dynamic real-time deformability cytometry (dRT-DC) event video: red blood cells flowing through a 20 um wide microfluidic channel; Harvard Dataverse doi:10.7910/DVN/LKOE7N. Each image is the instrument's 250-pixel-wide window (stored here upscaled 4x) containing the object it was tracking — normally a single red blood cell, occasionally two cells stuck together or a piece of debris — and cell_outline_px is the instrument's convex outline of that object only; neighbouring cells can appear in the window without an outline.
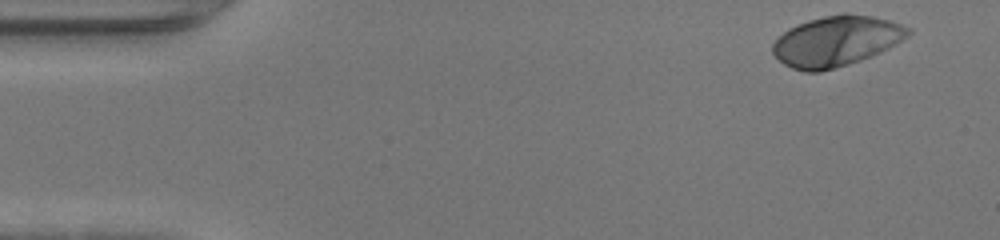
{"species": "human", "species_latin": "Homo sapiens", "temperature_condition": "warm", "stored_images_in_passage": 45, "camera_frame_rate_fps": 3000, "um_per_image_px": 0.085, "donor": {"sex": "female"}, "frame": {"image": 1, "passage_image": 1, "time_ms": 0.0, "image_size_px": [1000, 240], "cell_outline_px": [[912, 32], [908, 36], [888, 48], [880, 52], [860, 60], [848, 64], [820, 72], [804, 72], [792, 68], [784, 64], [772, 52], [772, 44], [788, 28], [808, 20], [824, 16], [844, 12], [848, 12], [872, 16], [888, 20], [912, 28]], "centroid_in_image_um": [71.08, 3.48], "position_along_channel_um": 13.9, "area_um2": 39.65}}
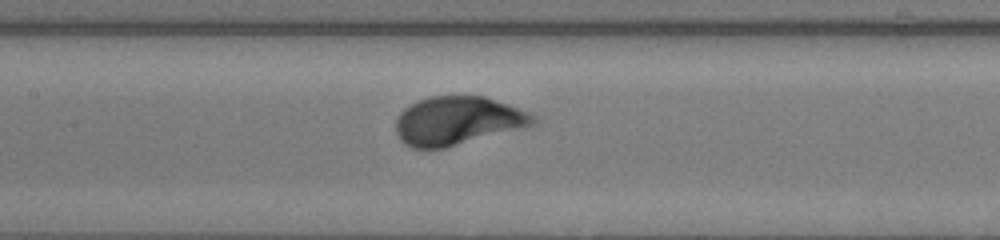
{"frame": {"image": 2, "passage_image": 20, "time_ms": 6.333, "image_size_px": [1000, 240], "cell_outline_px": [[536, 124], [444, 148], [412, 148], [404, 144], [400, 140], [396, 132], [396, 120], [400, 112], [404, 108], [420, 100], [432, 96], [484, 96], [528, 112], [536, 116]], "centroid_in_image_um": [38.86, 10.27], "position_along_channel_um": 168.5, "area_um2": 38.32}}
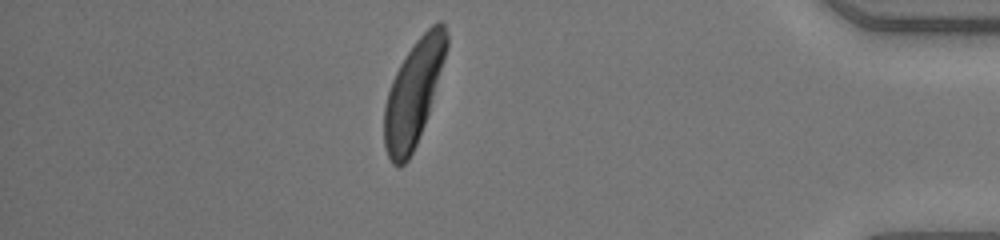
{"frame": {"image": 3, "passage_image": 39, "time_ms": 12.667, "image_size_px": [1000, 240], "cell_outline_px": [[448, 44], [444, 60], [432, 100], [424, 124], [416, 144], [408, 160], [400, 168], [396, 168], [392, 164], [388, 156], [384, 144], [384, 108], [388, 92], [392, 80], [400, 64], [416, 40], [432, 24], [440, 20], [444, 24], [448, 32]], "centroid_in_image_um": [35.14, 7.92], "position_along_channel_um": 400.1, "area_um2": 37.57}, "authors_computed_cell_mechanics": {"area_um2": 38.0902, "velocity_mm_per_s": 4.3298, "shape_relaxation_time_tau1_ms": 1.9884, "shape_relaxation_time_tau2_ms": null, "deformation_change_tau1": 0.1735, "deformation_change_tau2": null}}